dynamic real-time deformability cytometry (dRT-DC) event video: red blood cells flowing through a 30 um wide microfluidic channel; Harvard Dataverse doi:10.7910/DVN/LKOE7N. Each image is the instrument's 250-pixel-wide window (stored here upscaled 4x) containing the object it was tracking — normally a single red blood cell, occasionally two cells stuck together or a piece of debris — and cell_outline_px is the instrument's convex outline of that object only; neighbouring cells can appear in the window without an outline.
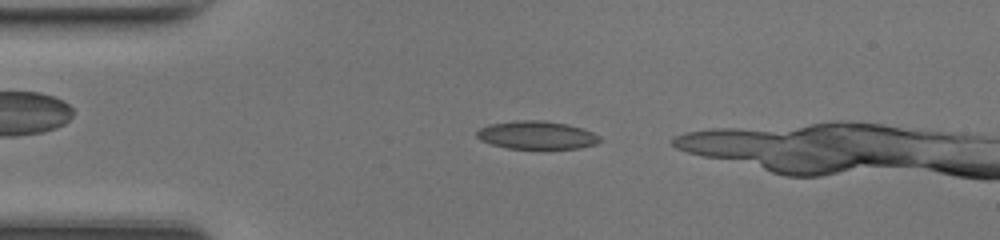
{"species": "common noctule bat (a hibernating species)", "species_latin": "Nyctalus noctula", "temperature_condition": "room temperature", "stored_images_in_passage": 7, "camera_frame_rate_fps": 3000, "um_per_image_px": 0.085, "animal": {"sex": "female", "body_mass_g": 17.0, "forearm_length_mm": 48.0}, "frame": {"image": 1, "passage_image": 4, "time_ms": 1.0, "image_size_px": [1000, 240], "cell_outline_px": [[600, 140], [596, 144], [580, 148], [508, 148], [492, 144], [480, 140], [476, 136], [476, 132], [480, 128], [488, 124], [512, 120], [544, 120], [568, 124], [592, 132], [600, 136]], "centroid_in_image_um": [45.59, 11.47], "position_along_channel_um": 39.4, "area_um2": 20.11}}